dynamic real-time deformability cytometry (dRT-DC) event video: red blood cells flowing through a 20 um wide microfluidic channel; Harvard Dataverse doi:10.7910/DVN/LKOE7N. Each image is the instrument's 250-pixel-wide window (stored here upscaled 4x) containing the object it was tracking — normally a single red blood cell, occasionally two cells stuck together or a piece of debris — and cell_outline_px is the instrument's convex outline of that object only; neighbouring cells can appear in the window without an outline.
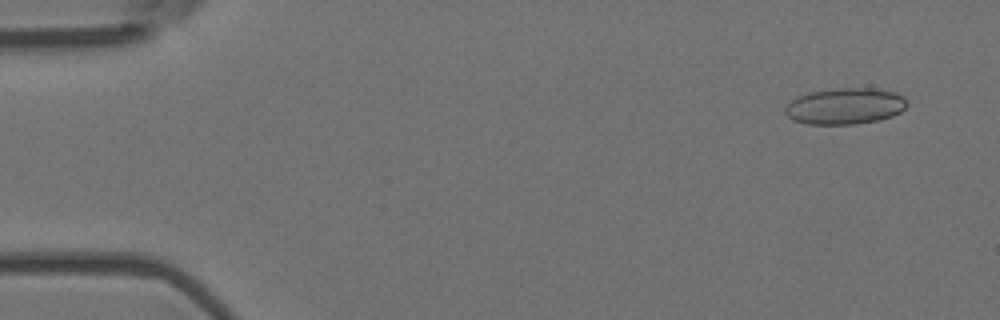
{"species": "Egyptian fruit bat (a non-hibernating species)", "species_latin": "Rousettus aegyptiacus", "temperature_condition": "room temperature", "stored_images_in_passage": 6, "camera_frame_rate_fps": 3000, "um_per_image_px": 0.085, "animal": {"sex": "female"}, "frame": {"image": 1, "passage_image": 2, "time_ms": 0.333, "image_size_px": [1000, 320], "cell_outline_px": [[908, 104], [900, 112], [892, 116], [876, 120], [856, 124], [808, 124], [792, 120], [784, 112], [784, 108], [796, 96], [808, 92], [832, 88], [872, 88], [896, 92], [904, 96]], "centroid_in_image_um": [71.81, 9.01], "position_along_channel_um": 13.2, "area_um2": 25.95}}
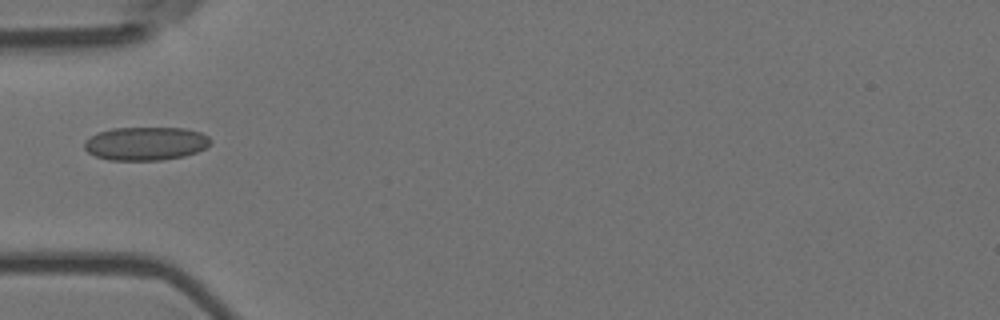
{"frame": {"image": 2, "passage_image": 5, "time_ms": 1.333, "image_size_px": [1000, 320], "cell_outline_px": [[212, 140], [204, 148], [196, 152], [184, 156], [160, 160], [108, 160], [96, 156], [88, 152], [84, 148], [84, 140], [100, 132], [112, 128], [184, 128], [200, 132], [208, 136]], "centroid_in_image_um": [12.37, 12.2], "position_along_channel_um": 72.6, "area_um2": 24.45}}
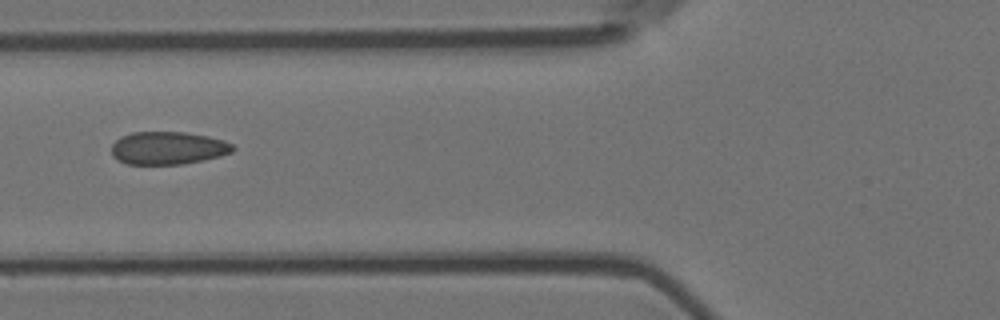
{"frame": {"image": 3, "passage_image": 6, "time_ms": 1.667, "image_size_px": [1000, 320], "cell_outline_px": [[236, 148], [232, 152], [220, 156], [184, 164], [128, 164], [112, 156], [112, 144], [120, 136], [132, 132], [184, 132], [208, 136], [224, 140], [232, 144]], "centroid_in_image_um": [14.29, 12.58], "position_along_channel_um": 111.5, "area_um2": 23.24}}